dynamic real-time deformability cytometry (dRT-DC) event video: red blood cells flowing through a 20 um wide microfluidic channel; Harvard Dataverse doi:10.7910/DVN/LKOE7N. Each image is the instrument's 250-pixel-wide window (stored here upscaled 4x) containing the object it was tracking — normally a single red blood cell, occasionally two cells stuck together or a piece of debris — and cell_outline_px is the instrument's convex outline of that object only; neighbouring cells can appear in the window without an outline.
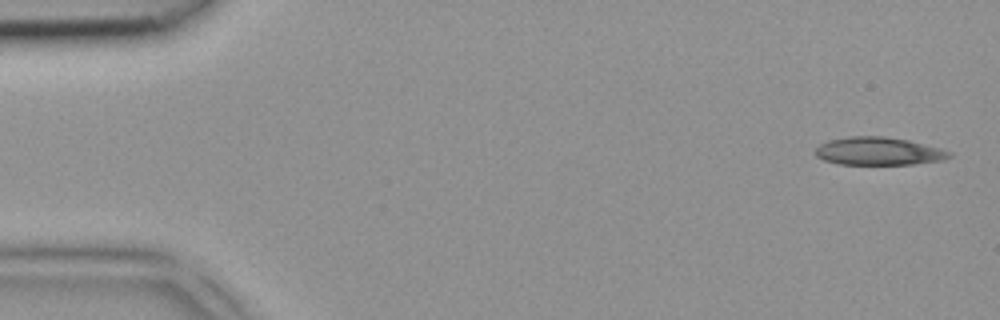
{"species": "common noctule bat (a hibernating species)", "species_latin": "Nyctalus noctula", "temperature_condition": "room temperature", "stored_images_in_passage": 4, "camera_frame_rate_fps": 3000, "um_per_image_px": 0.085, "animal": {"sex": "female", "body_mass_g": 18.4}, "frame": {"image": 1, "passage_image": 1, "time_ms": 0.0, "image_size_px": [1000, 320], "cell_outline_px": [[952, 156], [944, 160], [912, 164], [840, 164], [824, 160], [816, 156], [816, 148], [820, 144], [828, 140], [848, 136], [884, 136], [908, 140], [940, 148], [952, 152]], "centroid_in_image_um": [74.69, 12.85], "position_along_channel_um": 10.3, "area_um2": 21.79}}
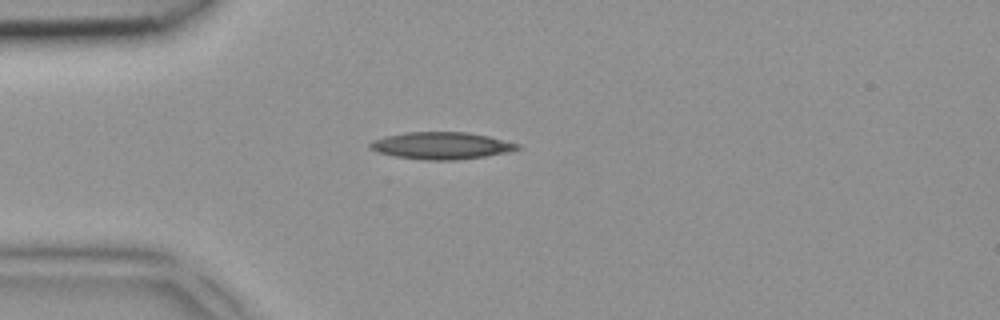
{"frame": {"image": 2, "passage_image": 4, "time_ms": 1.0, "image_size_px": [1000, 320], "cell_outline_px": [[520, 148], [512, 152], [456, 160], [424, 160], [396, 156], [376, 152], [368, 148], [368, 144], [372, 140], [384, 136], [404, 132], [468, 132], [488, 136], [520, 144]], "centroid_in_image_um": [37.49, 12.37], "position_along_channel_um": 47.5, "area_um2": 23.47}}